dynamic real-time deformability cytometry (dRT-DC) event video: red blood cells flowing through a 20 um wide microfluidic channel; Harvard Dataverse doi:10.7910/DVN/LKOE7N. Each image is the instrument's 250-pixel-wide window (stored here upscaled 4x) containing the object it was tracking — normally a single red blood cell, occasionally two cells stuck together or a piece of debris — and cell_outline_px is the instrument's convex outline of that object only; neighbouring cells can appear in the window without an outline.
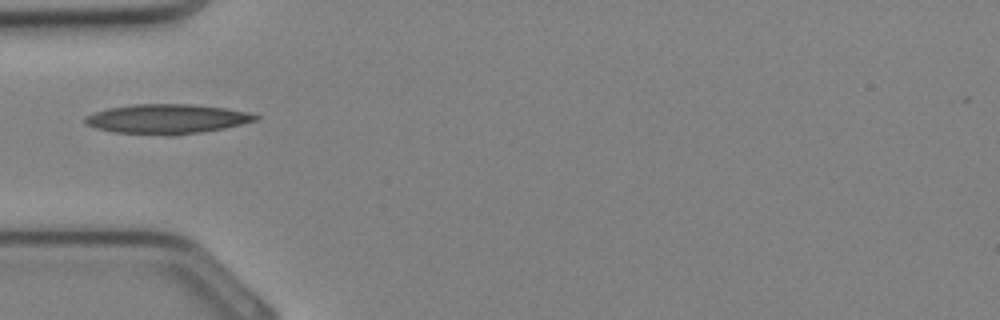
{"species": "Egyptian fruit bat (a non-hibernating species)", "species_latin": "Rousettus aegyptiacus", "temperature_condition": "cold", "stored_images_in_passage": 20, "camera_frame_rate_fps": 3000, "um_per_image_px": 0.085, "animal": {"sex": "female"}, "frame": {"image": 1, "passage_image": 1, "time_ms": 0.0, "image_size_px": [1000, 320], "cell_outline_px": [[260, 116], [256, 120], [224, 128], [200, 132], [172, 136], [164, 136], [112, 132], [96, 128], [84, 124], [84, 120], [88, 116], [96, 112], [108, 108], [136, 104], [188, 104], [224, 108], [248, 112]], "centroid_in_image_um": [14.16, 10.12], "position_along_channel_um": 70.8, "area_um2": 29.3}}
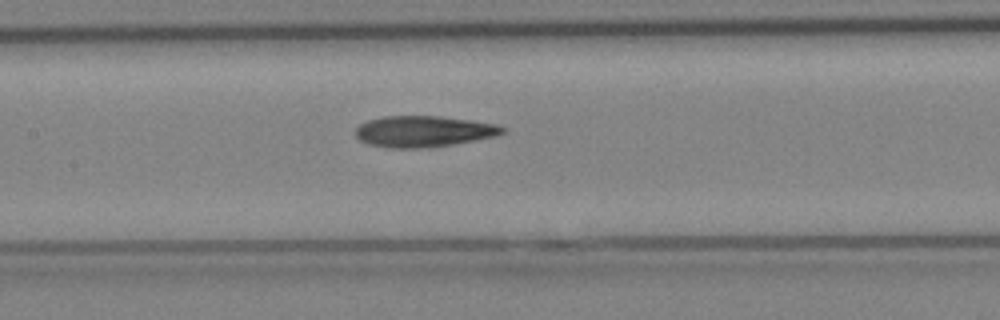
{"frame": {"image": 2, "passage_image": 6, "time_ms": 1.667, "image_size_px": [1000, 320], "cell_outline_px": [[508, 132], [496, 136], [432, 148], [384, 148], [368, 144], [360, 140], [356, 136], [356, 128], [360, 124], [368, 120], [384, 116], [440, 116], [496, 124], [508, 128]], "centroid_in_image_um": [36.02, 11.18], "position_along_channel_um": 171.4, "area_um2": 26.93}}
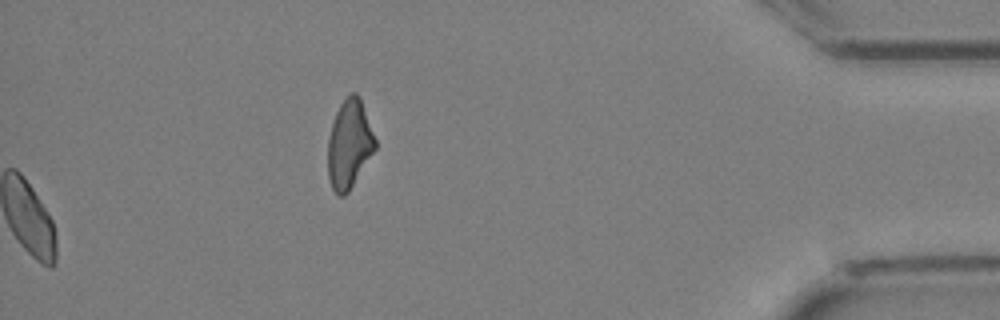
{"frame": {"image": 3, "passage_image": 20, "time_ms": 6.333, "image_size_px": [1000, 320], "cell_outline_px": [[376, 148], [348, 192], [344, 196], [340, 196], [332, 188], [328, 176], [328, 136], [336, 112], [340, 104], [352, 92], [356, 92], [360, 100], [376, 140]], "centroid_in_image_um": [29.67, 12.28], "position_along_channel_um": 405.5, "area_um2": 23.93}}